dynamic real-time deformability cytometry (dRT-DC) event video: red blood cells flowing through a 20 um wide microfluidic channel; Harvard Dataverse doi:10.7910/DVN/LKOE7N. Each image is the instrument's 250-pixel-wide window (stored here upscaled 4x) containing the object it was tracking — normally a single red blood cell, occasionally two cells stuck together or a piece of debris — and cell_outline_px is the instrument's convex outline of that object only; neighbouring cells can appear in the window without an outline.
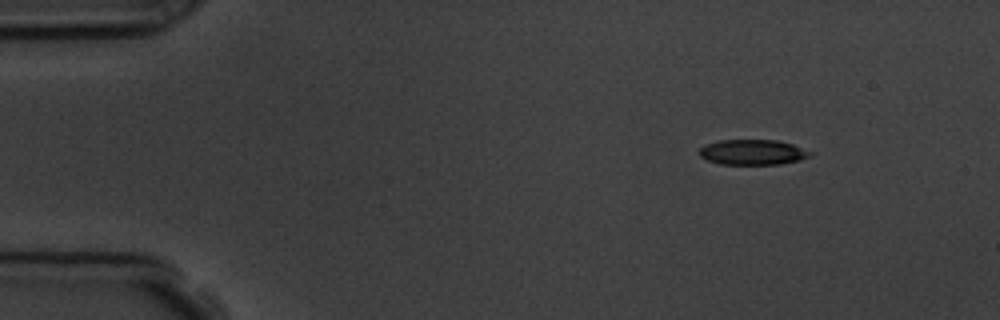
{"species": "common noctule bat (a hibernating species)", "species_latin": "Nyctalus noctula", "temperature_condition": "room temperature", "stored_images_in_passage": 5, "camera_frame_rate_fps": 3000, "um_per_image_px": 0.085, "animal": {"sex": "male", "body_mass_g": 19.5, "forearm_length_mm": 54.6}, "frame": {"image": 1, "passage_image": 1, "time_ms": 0.0, "image_size_px": [1000, 320], "cell_outline_px": [[812, 156], [800, 160], [780, 164], [720, 164], [708, 160], [700, 156], [700, 148], [704, 144], [720, 140], [776, 140], [792, 144], [812, 152]], "centroid_in_image_um": [63.98, 12.93], "position_along_channel_um": 21.0, "area_um2": 16.3}}
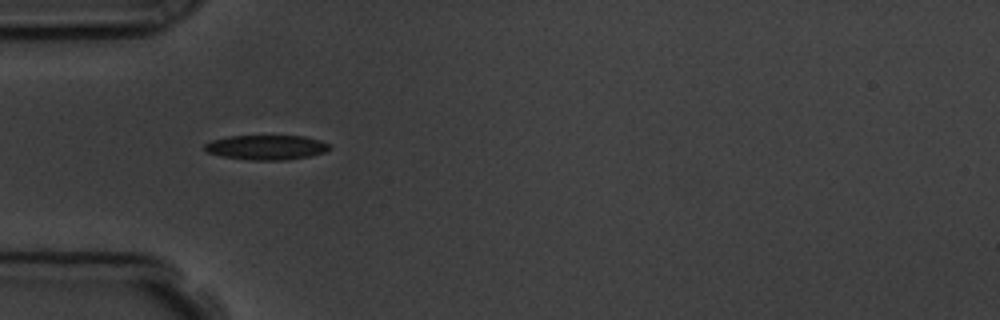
{"frame": {"image": 2, "passage_image": 4, "time_ms": 3.333, "image_size_px": [1000, 320], "cell_outline_px": [[332, 148], [324, 152], [308, 156], [284, 160], [252, 160], [220, 156], [208, 152], [204, 148], [204, 144], [212, 140], [228, 136], [304, 136], [320, 140], [332, 144]], "centroid_in_image_um": [22.66, 12.52], "position_along_channel_um": 62.3, "area_um2": 17.98}}